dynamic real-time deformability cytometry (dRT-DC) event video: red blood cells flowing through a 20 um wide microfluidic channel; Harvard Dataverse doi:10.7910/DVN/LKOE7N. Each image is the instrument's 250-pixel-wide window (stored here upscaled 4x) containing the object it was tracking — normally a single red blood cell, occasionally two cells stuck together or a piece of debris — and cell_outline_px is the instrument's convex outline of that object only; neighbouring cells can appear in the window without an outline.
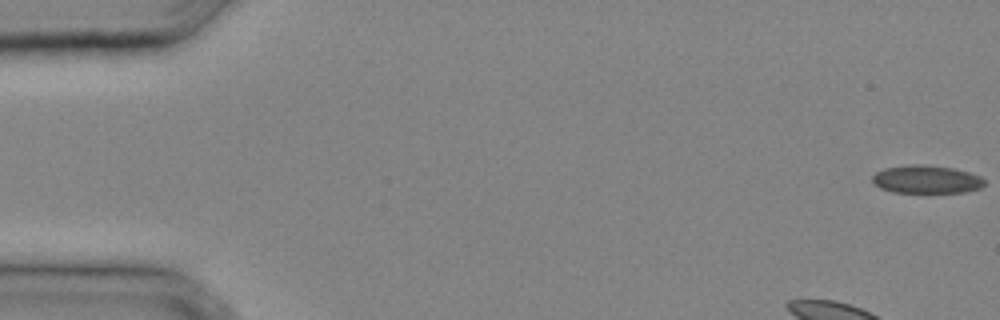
{"species": "common noctule bat (a hibernating species)", "species_latin": "Nyctalus noctula", "temperature_condition": "cold", "stored_images_in_passage": 12, "camera_frame_rate_fps": 3000, "um_per_image_px": 0.085, "animal": {"sex": "male", "body_mass_g": 20.4}, "frame": {"image": 1, "passage_image": 1, "time_ms": 0.0, "image_size_px": [1000, 320], "cell_outline_px": [[984, 184], [980, 188], [964, 192], [892, 192], [880, 188], [872, 180], [872, 176], [876, 172], [884, 168], [908, 164], [920, 164], [952, 168], [968, 172], [980, 176], [984, 180]], "centroid_in_image_um": [78.72, 15.24], "position_along_channel_um": 6.3, "area_um2": 18.21}}